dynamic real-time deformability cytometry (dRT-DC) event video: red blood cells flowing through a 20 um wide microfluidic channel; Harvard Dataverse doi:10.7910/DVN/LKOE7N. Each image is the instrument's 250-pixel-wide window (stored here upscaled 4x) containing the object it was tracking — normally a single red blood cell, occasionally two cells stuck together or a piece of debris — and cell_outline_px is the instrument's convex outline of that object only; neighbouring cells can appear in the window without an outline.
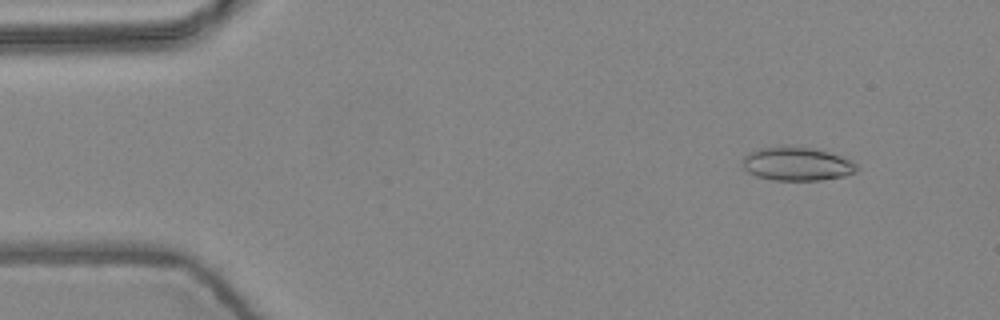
{"species": "common noctule bat (a hibernating species)", "species_latin": "Nyctalus noctula", "temperature_condition": "warm", "stored_images_in_passage": 5, "camera_frame_rate_fps": 3000, "um_per_image_px": 0.085, "animal": {"sex": "female", "body_mass_g": 24.6, "forearm_length_mm": 56.2}, "frame": {"image": 1, "passage_image": 2, "time_ms": 0.333, "image_size_px": [1000, 320], "cell_outline_px": [[860, 168], [856, 172], [844, 176], [820, 180], [772, 180], [756, 176], [748, 172], [744, 168], [740, 160], [748, 152], [760, 148], [784, 144], [788, 144], [816, 148], [840, 156], [856, 164]], "centroid_in_image_um": [67.69, 13.9], "position_along_channel_um": 17.3, "area_um2": 22.89}}